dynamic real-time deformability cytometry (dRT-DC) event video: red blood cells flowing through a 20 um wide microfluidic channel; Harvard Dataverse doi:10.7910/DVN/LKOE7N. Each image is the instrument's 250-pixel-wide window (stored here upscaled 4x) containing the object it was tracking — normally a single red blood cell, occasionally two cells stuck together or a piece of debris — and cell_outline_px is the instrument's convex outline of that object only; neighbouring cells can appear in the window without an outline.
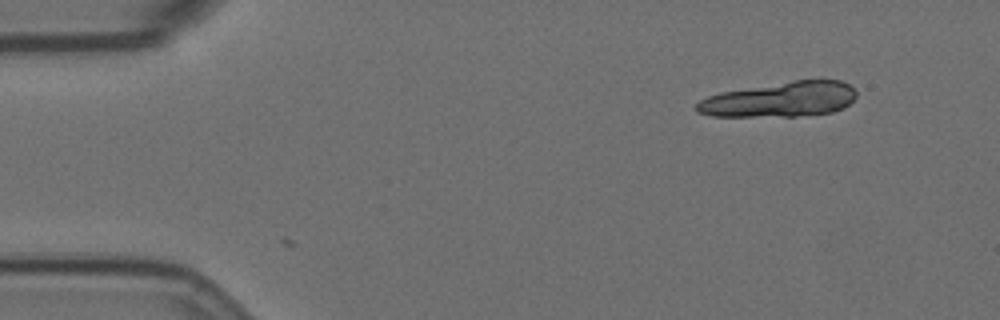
{"species": "Egyptian fruit bat (a non-hibernating species)", "species_latin": "Rousettus aegyptiacus", "temperature_condition": "room temperature", "stored_images_in_passage": 2, "camera_frame_rate_fps": 3000, "um_per_image_px": 0.085, "animal": {"sex": "female"}, "frame": {"image": 1, "passage_image": 2, "time_ms": 0.333, "image_size_px": [1000, 320], "cell_outline_px": [[856, 96], [844, 108], [832, 112], [796, 116], [712, 116], [696, 112], [696, 104], [700, 100], [708, 96], [720, 92], [796, 80], [840, 80], [848, 84], [856, 92]], "centroid_in_image_um": [66.3, 8.46], "position_along_channel_um": 18.7, "area_um2": 32.37}}